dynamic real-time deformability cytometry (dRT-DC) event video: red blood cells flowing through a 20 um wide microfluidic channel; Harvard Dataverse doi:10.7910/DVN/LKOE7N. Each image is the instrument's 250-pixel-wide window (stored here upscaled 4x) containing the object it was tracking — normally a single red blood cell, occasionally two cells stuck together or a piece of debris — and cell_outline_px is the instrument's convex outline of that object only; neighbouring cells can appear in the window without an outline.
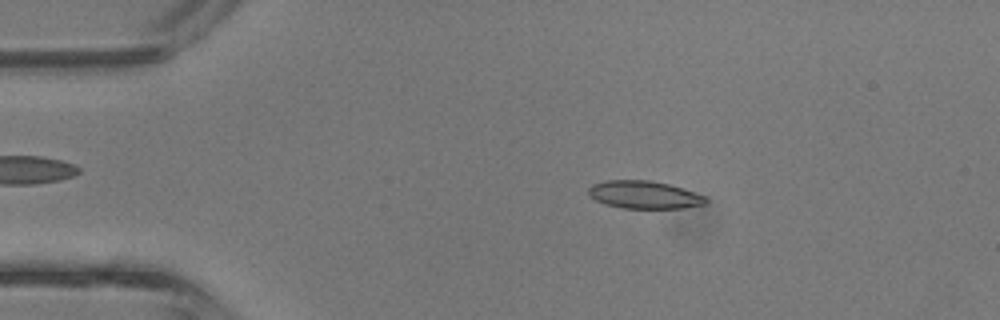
{"species": "common noctule bat (a hibernating species)", "species_latin": "Nyctalus noctula", "temperature_condition": "room temperature", "stored_images_in_passage": 2, "camera_frame_rate_fps": 3000, "um_per_image_px": 0.085, "animal": {"sex": "male", "body_mass_g": 13.3}, "frame": {"image": 1, "passage_image": 1, "time_ms": 0.0, "image_size_px": [1000, 320], "cell_outline_px": [[708, 200], [704, 204], [684, 208], [624, 208], [604, 204], [588, 196], [588, 188], [592, 184], [608, 180], [648, 180], [668, 184], [704, 196]], "centroid_in_image_um": [54.7, 16.56], "position_along_channel_um": 30.3, "area_um2": 18.79}}